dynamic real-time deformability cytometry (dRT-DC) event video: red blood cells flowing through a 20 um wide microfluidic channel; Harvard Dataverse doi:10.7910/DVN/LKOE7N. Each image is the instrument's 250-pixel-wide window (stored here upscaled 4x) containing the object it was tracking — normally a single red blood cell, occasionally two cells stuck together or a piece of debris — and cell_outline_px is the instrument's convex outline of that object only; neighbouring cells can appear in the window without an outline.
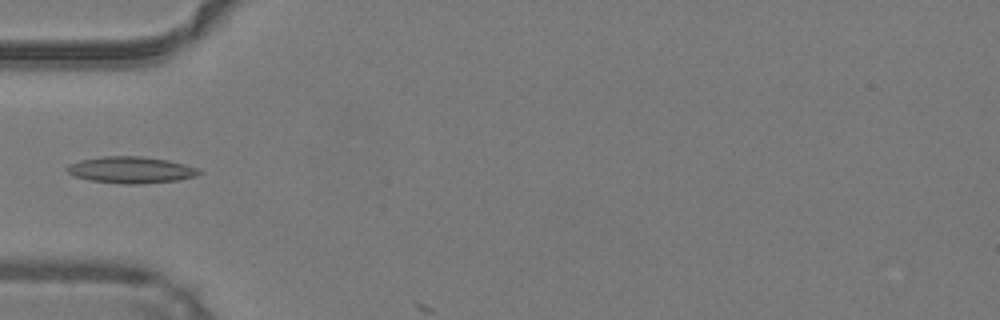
{"species": "common noctule bat (a hibernating species)", "species_latin": "Nyctalus noctula", "temperature_condition": "warm", "stored_images_in_passage": 2, "camera_frame_rate_fps": 3000, "um_per_image_px": 0.085, "animal": {"sex": "male", "body_mass_g": 19.2, "forearm_length_mm": 51.8}, "frame": {"image": 1, "passage_image": 1, "time_ms": 0.0, "image_size_px": [1000, 320], "cell_outline_px": [[204, 172], [196, 176], [176, 180], [140, 184], [124, 184], [88, 180], [72, 176], [64, 168], [68, 164], [80, 160], [100, 156], [140, 156], [168, 160], [200, 168]], "centroid_in_image_um": [11.11, 14.44], "position_along_channel_um": 73.9, "area_um2": 20.69}}